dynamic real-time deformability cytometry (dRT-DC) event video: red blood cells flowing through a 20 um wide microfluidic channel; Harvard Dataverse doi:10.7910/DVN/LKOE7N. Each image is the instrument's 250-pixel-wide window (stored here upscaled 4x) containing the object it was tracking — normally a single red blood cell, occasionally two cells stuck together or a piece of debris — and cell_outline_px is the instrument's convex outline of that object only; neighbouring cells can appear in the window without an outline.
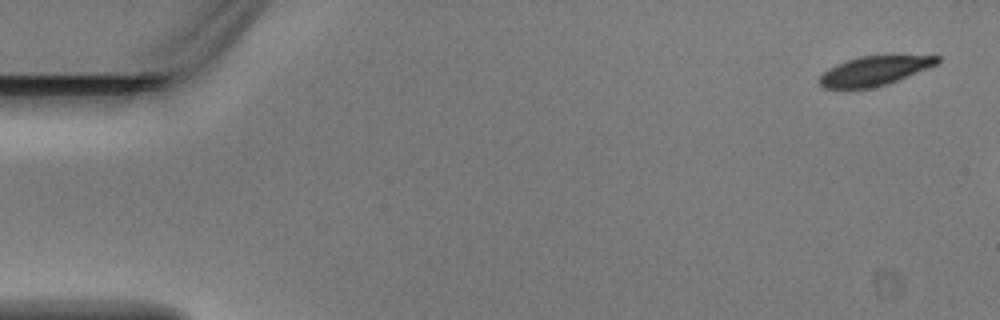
{"species": "Egyptian fruit bat (a non-hibernating species)", "species_latin": "Rousettus aegyptiacus", "temperature_condition": "warm", "stored_images_in_passage": 3, "camera_frame_rate_fps": 3000, "um_per_image_px": 0.085, "animal": {"sex": "male"}, "frame": {"image": 1, "passage_image": 1, "time_ms": 0.0, "image_size_px": [1000, 320], "cell_outline_px": [[940, 60], [936, 64], [888, 84], [868, 88], [824, 88], [816, 80], [828, 68], [836, 64], [860, 56], [892, 52], [940, 56]], "centroid_in_image_um": [74.37, 5.95], "position_along_channel_um": 10.6, "area_um2": 20.87}}